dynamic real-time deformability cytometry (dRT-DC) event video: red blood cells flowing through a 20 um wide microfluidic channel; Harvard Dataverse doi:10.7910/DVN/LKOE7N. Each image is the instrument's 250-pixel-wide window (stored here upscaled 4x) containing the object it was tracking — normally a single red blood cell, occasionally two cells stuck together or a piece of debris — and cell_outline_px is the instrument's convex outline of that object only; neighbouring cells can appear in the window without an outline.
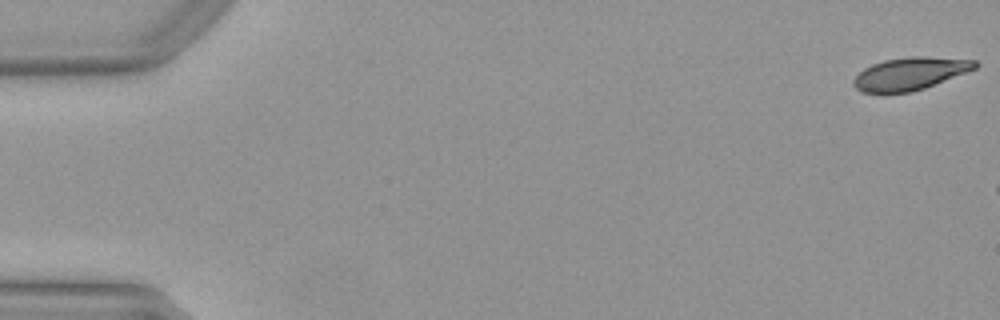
{"species": "Egyptian fruit bat (a non-hibernating species)", "species_latin": "Rousettus aegyptiacus", "temperature_condition": "warm", "stored_images_in_passage": 9, "camera_frame_rate_fps": 3000, "um_per_image_px": 0.085, "animal": {"sex": "female"}, "frame": {"image": 1, "passage_image": 1, "time_ms": 0.0, "image_size_px": [1000, 320], "cell_outline_px": [[980, 64], [976, 68], [924, 88], [912, 92], [864, 92], [856, 88], [852, 84], [852, 80], [864, 68], [872, 64], [884, 60], [908, 56], [924, 56], [976, 60]], "centroid_in_image_um": [77.35, 6.24], "position_along_channel_um": 7.6, "area_um2": 22.89}}